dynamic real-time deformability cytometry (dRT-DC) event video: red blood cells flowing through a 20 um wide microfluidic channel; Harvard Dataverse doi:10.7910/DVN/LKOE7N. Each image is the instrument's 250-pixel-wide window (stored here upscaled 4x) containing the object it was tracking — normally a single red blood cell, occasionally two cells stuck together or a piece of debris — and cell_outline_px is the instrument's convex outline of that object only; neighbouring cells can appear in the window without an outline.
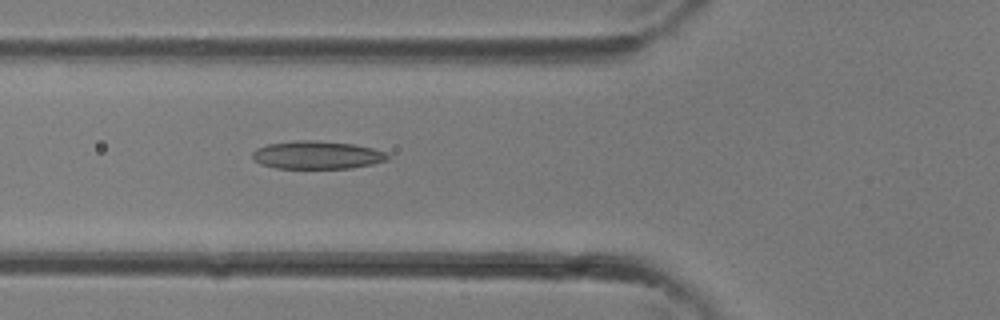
{"species": "common noctule bat (a hibernating species)", "species_latin": "Nyctalus noctula", "temperature_condition": "room temperature", "stored_images_in_passage": 32, "camera_frame_rate_fps": 3000, "um_per_image_px": 0.085, "animal": {"sex": "female"}, "frame": {"image": 1, "passage_image": 11, "time_ms": 3.333, "image_size_px": [1000, 320], "cell_outline_px": [[388, 160], [372, 164], [352, 168], [276, 168], [260, 164], [252, 160], [252, 152], [256, 148], [268, 144], [296, 140], [316, 140], [356, 144], [372, 148], [384, 152], [388, 156]], "centroid_in_image_um": [26.91, 13.17], "position_along_channel_um": 98.9, "area_um2": 22.2}}
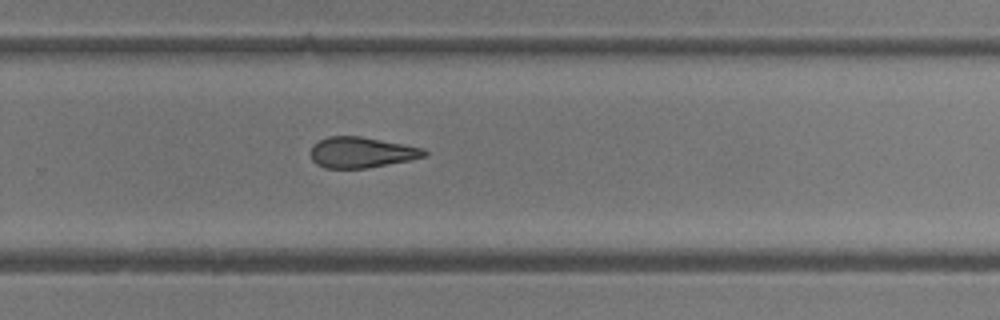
{"frame": {"image": 2, "passage_image": 21, "time_ms": 6.667, "image_size_px": [1000, 320], "cell_outline_px": [[428, 152], [424, 156], [408, 160], [368, 168], [324, 168], [316, 164], [312, 160], [312, 144], [328, 136], [360, 136], [424, 148]], "centroid_in_image_um": [30.7, 12.95], "position_along_channel_um": 299.1, "area_um2": 20.17}}
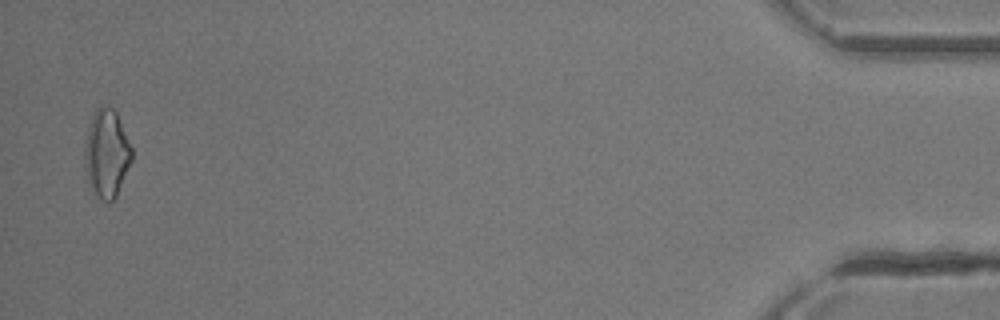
{"frame": {"image": 3, "passage_image": 32, "time_ms": 10.333, "image_size_px": [1000, 320], "cell_outline_px": [[132, 160], [116, 196], [112, 200], [104, 200], [88, 184], [84, 156], [84, 148], [88, 128], [92, 112], [100, 104], [104, 104], [112, 108], [116, 112], [132, 148]], "centroid_in_image_um": [9.05, 12.97], "position_along_channel_um": 426.1, "area_um2": 23.93}}